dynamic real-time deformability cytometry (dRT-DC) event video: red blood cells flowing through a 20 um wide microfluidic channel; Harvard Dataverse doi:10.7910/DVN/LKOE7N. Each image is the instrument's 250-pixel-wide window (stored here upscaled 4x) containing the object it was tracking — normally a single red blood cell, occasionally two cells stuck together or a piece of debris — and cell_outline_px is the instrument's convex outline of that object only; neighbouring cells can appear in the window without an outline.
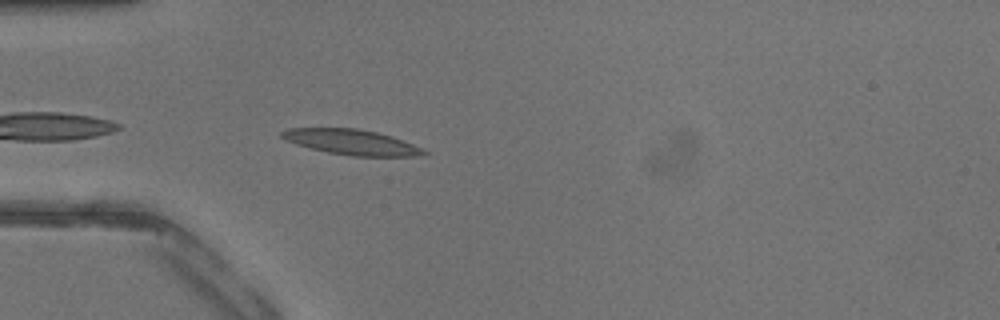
{"species": "common noctule bat (a hibernating species)", "species_latin": "Nyctalus noctula", "temperature_condition": "warm", "stored_images_in_passage": 30, "camera_frame_rate_fps": 3000, "um_per_image_px": 0.085, "animal": {"sex": "male", "body_mass_g": 13.3}, "frame": {"image": 1, "passage_image": 1, "time_ms": 0.0, "image_size_px": [1000, 320], "cell_outline_px": [[428, 152], [416, 156], [352, 156], [328, 152], [296, 144], [284, 140], [280, 136], [280, 132], [288, 128], [356, 128], [376, 132], [392, 136], [412, 144]], "centroid_in_image_um": [29.83, 12.07], "position_along_channel_um": 55.2, "area_um2": 20.69}}
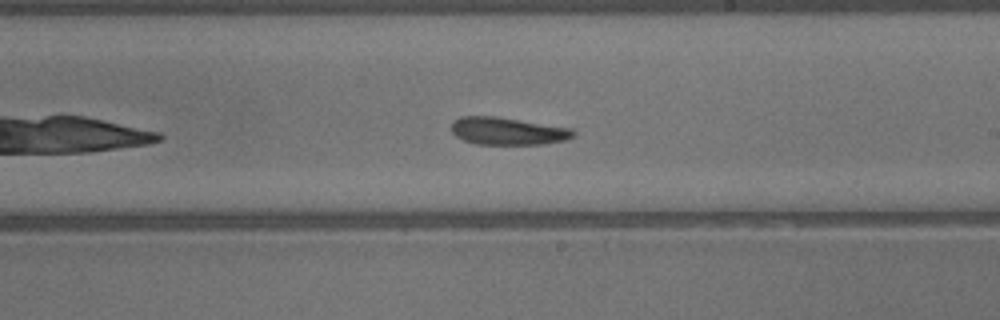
{"frame": {"image": 2, "passage_image": 13, "time_ms": 4.0, "image_size_px": [1000, 320], "cell_outline_px": [[576, 136], [564, 140], [544, 144], [476, 144], [464, 140], [456, 136], [452, 132], [452, 120], [460, 116], [496, 116], [572, 128], [576, 132]], "centroid_in_image_um": [43.16, 11.13], "position_along_channel_um": 245.8, "area_um2": 19.65}}
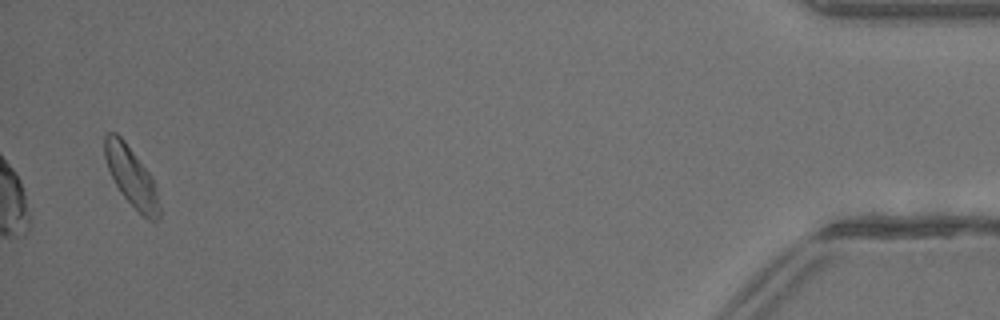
{"frame": {"image": 3, "passage_image": 29, "time_ms": 9.333, "image_size_px": [1000, 320], "cell_outline_px": [[160, 216], [156, 220], [148, 220], [120, 192], [108, 168], [104, 156], [104, 136], [108, 132], [116, 132], [124, 140], [152, 176], [156, 184], [160, 208]], "centroid_in_image_um": [11.18, 14.99], "position_along_channel_um": 424.0, "area_um2": 18.79}}